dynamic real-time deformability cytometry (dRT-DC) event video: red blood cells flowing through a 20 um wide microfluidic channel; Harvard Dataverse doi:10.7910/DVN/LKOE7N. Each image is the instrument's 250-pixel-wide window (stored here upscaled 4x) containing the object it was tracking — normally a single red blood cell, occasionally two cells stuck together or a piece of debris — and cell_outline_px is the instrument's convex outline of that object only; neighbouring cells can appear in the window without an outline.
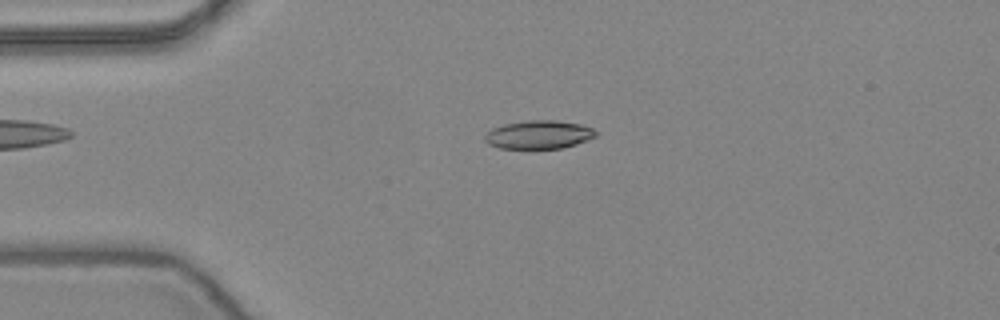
{"species": "common noctule bat (a hibernating species)", "species_latin": "Nyctalus noctula", "temperature_condition": "warm", "stored_images_in_passage": 43, "camera_frame_rate_fps": 3000, "um_per_image_px": 0.085, "animal": {"sex": "female", "body_mass_g": 24.6, "forearm_length_mm": 56.2}, "frame": {"image": 1, "passage_image": 3, "time_ms": 0.667, "image_size_px": [1000, 320], "cell_outline_px": [[596, 136], [588, 140], [564, 148], [500, 148], [488, 144], [484, 140], [484, 136], [492, 128], [504, 124], [528, 120], [556, 120], [580, 124], [592, 128], [596, 132]], "centroid_in_image_um": [45.79, 11.44], "position_along_channel_um": 39.2, "area_um2": 18.32}}
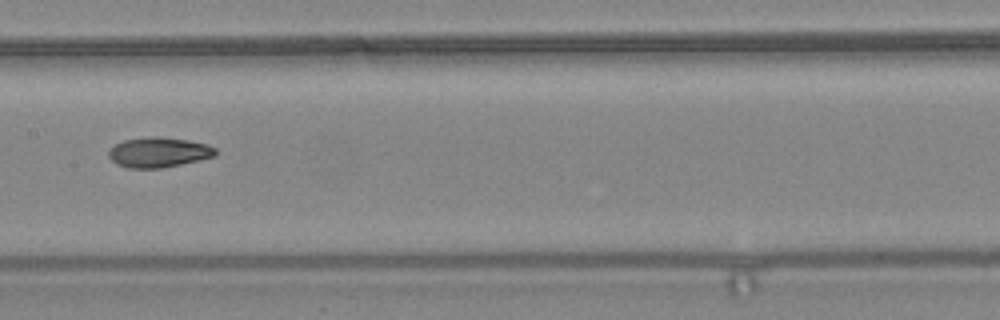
{"frame": {"image": 2, "passage_image": 17, "time_ms": 5.333, "image_size_px": [1000, 320], "cell_outline_px": [[216, 156], [180, 164], [160, 168], [128, 168], [116, 164], [108, 156], [108, 152], [116, 144], [124, 140], [148, 136], [156, 136], [188, 140], [208, 144], [216, 148]], "centroid_in_image_um": [13.49, 12.94], "position_along_channel_um": 193.9, "area_um2": 18.67}}
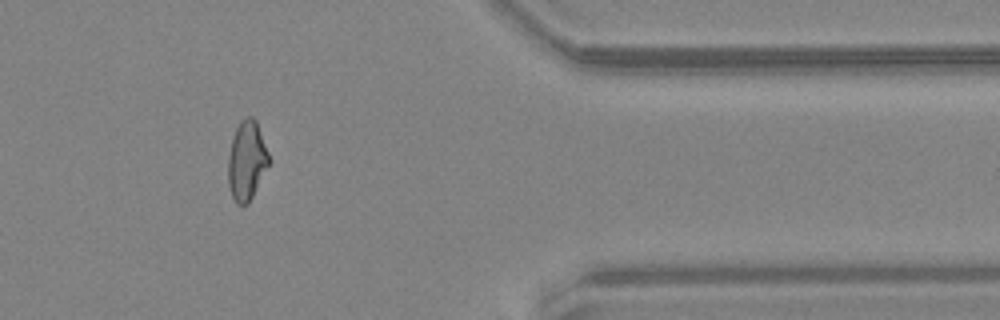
{"frame": {"image": 3, "passage_image": 34, "time_ms": 11.0, "image_size_px": [1000, 320], "cell_outline_px": [[272, 160], [248, 204], [236, 204], [232, 196], [228, 184], [228, 156], [232, 140], [236, 128], [240, 120], [244, 116], [252, 116], [256, 120]], "centroid_in_image_um": [20.99, 13.63], "position_along_channel_um": 390.4, "area_um2": 19.07}, "authors_computed_cell_mechanics": {"area_um2": 18.9006, "velocity_mm_per_s": 3.9063, "shape_relaxation_time_tau1_ms": 9.0529, "shape_relaxation_time_tau2_ms": 2.8907, "deformation_change_tau1": 0.24, "deformation_change_tau2": 0.0862}}